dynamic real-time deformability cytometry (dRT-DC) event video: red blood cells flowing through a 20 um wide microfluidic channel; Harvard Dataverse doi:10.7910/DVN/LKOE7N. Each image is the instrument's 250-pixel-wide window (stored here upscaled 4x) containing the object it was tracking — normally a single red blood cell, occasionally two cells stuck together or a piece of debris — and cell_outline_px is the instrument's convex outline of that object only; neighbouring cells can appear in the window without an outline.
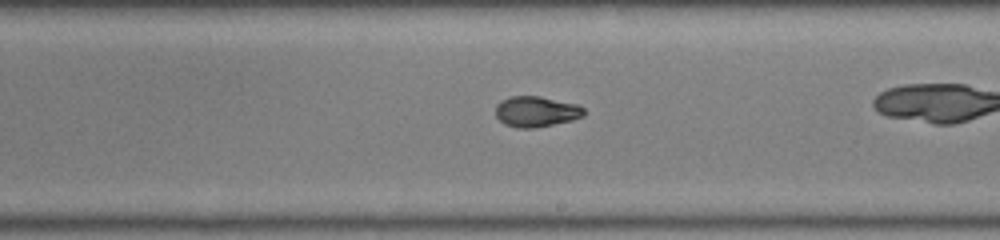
{"species": "common noctule bat (a hibernating species)", "species_latin": "Nyctalus noctula", "temperature_condition": "warm", "stored_images_in_passage": 37, "camera_frame_rate_fps": 3000, "um_per_image_px": 0.085, "animal": {"sex": "male", "body_mass_g": 19.0, "forearm_length_mm": 50.8}, "frame": {"image": 1, "passage_image": 27, "time_ms": 8.667, "image_size_px": [1000, 240], "cell_outline_px": [[584, 116], [572, 120], [536, 128], [516, 128], [504, 124], [496, 116], [496, 104], [500, 100], [512, 96], [540, 96], [580, 104], [584, 108]], "centroid_in_image_um": [45.59, 9.48], "position_along_channel_um": 243.4, "area_um2": 16.01}}
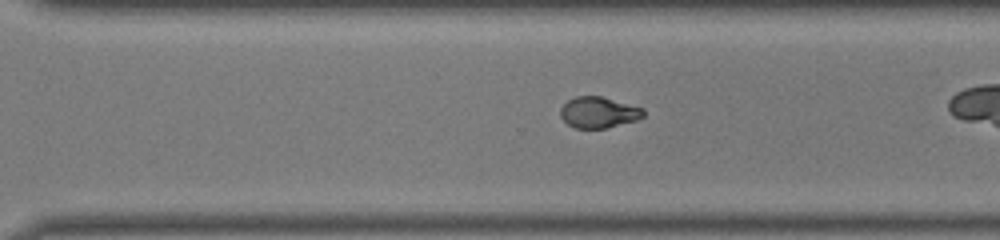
{"frame": {"image": 2, "passage_image": 32, "time_ms": 10.333, "image_size_px": [1000, 240], "cell_outline_px": [[644, 116], [636, 120], [604, 128], [576, 128], [568, 124], [560, 116], [560, 108], [568, 100], [576, 96], [600, 96], [644, 108]], "centroid_in_image_um": [50.87, 9.54], "position_along_channel_um": 319.7, "area_um2": 14.85}}